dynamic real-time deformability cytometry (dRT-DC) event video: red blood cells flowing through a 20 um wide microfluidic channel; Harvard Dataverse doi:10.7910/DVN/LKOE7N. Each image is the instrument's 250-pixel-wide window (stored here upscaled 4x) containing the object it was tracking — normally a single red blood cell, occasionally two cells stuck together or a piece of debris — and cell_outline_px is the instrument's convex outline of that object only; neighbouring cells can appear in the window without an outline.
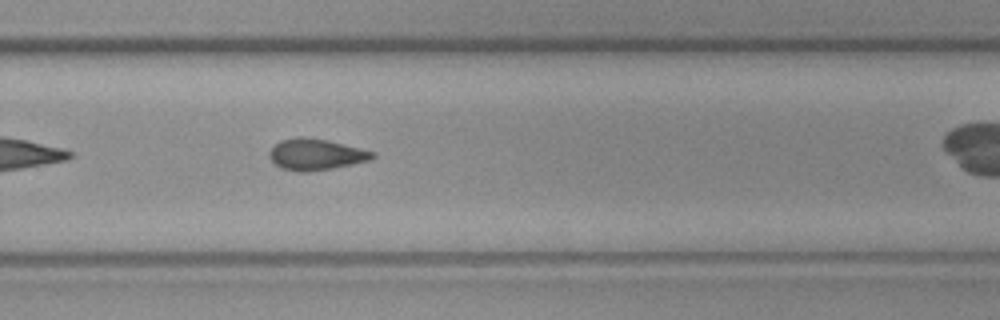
{"species": "common noctule bat (a hibernating species)", "species_latin": "Nyctalus noctula", "temperature_condition": "cold", "stored_images_in_passage": 31, "camera_frame_rate_fps": 3000, "um_per_image_px": 0.085, "animal": {"sex": "female", "body_mass_g": 19.3, "forearm_length_mm": 54.1}, "frame": {"image": 1, "passage_image": 22, "time_ms": 7.0, "image_size_px": [1000, 320], "cell_outline_px": [[376, 156], [372, 160], [332, 168], [308, 172], [300, 172], [280, 168], [268, 156], [268, 152], [280, 140], [300, 136], [328, 140], [376, 152]], "centroid_in_image_um": [26.86, 13.13], "position_along_channel_um": 302.9, "area_um2": 18.84}}